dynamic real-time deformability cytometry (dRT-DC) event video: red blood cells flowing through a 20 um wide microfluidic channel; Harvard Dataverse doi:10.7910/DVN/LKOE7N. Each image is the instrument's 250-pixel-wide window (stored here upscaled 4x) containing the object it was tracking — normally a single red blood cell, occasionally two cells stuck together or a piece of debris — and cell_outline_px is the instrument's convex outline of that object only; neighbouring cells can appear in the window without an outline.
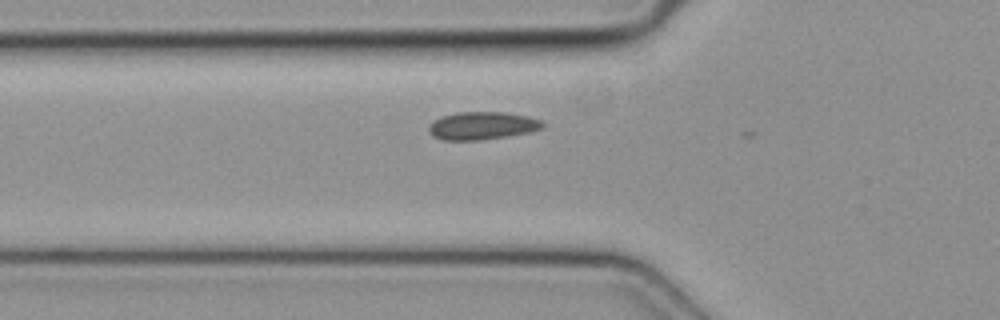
{"species": "common noctule bat (a hibernating species)", "species_latin": "Nyctalus noctula", "temperature_condition": "cold", "stored_images_in_passage": 4, "camera_frame_rate_fps": 3000, "um_per_image_px": 0.085, "animal": {"sex": "female", "body_mass_g": 19.3, "forearm_length_mm": 54.1}, "frame": {"image": 1, "passage_image": 4, "time_ms": 1.0, "image_size_px": [1000, 320], "cell_outline_px": [[544, 128], [532, 132], [480, 140], [444, 140], [432, 136], [428, 132], [428, 128], [432, 120], [440, 116], [456, 112], [508, 112], [528, 116], [540, 120], [544, 124]], "centroid_in_image_um": [40.97, 10.68], "position_along_channel_um": 84.8, "area_um2": 18.73}}